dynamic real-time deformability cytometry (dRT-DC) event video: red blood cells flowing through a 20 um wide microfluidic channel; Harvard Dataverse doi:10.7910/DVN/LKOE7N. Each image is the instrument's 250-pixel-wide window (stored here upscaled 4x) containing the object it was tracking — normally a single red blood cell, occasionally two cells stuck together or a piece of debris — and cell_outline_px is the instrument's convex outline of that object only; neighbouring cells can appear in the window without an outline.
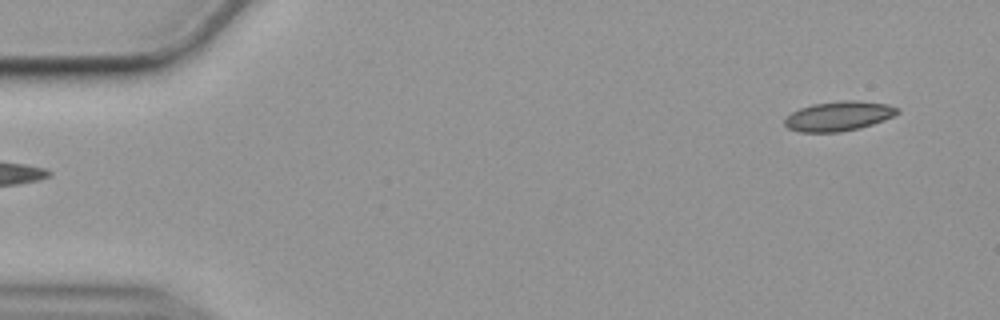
{"species": "common noctule bat (a hibernating species)", "species_latin": "Nyctalus noctula", "temperature_condition": "cold", "stored_images_in_passage": 53, "camera_frame_rate_fps": 3000, "um_per_image_px": 0.085, "animal": {"sex": "female", "body_mass_g": 19.9}, "frame": {"image": 1, "passage_image": 1, "time_ms": 0.0, "image_size_px": [1000, 320], "cell_outline_px": [[900, 112], [884, 120], [860, 128], [840, 132], [800, 132], [788, 128], [784, 124], [784, 120], [792, 112], [800, 108], [812, 104], [848, 100], [852, 100], [888, 104], [900, 108]], "centroid_in_image_um": [71.3, 9.87], "position_along_channel_um": 13.7, "area_um2": 19.36}}
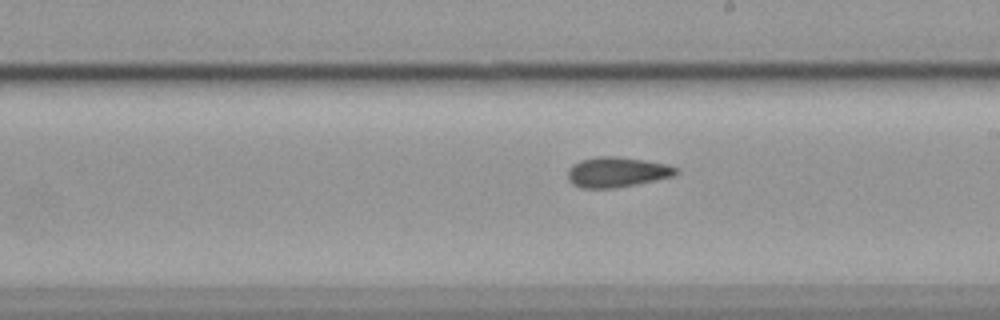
{"frame": {"image": 2, "passage_image": 29, "time_ms": 9.333, "image_size_px": [1000, 320], "cell_outline_px": [[680, 172], [672, 176], [656, 180], [616, 188], [580, 188], [572, 184], [568, 180], [568, 168], [572, 164], [580, 160], [596, 156], [616, 156], [644, 160], [668, 164], [680, 168]], "centroid_in_image_um": [52.44, 14.62], "position_along_channel_um": 236.6, "area_um2": 19.31}}
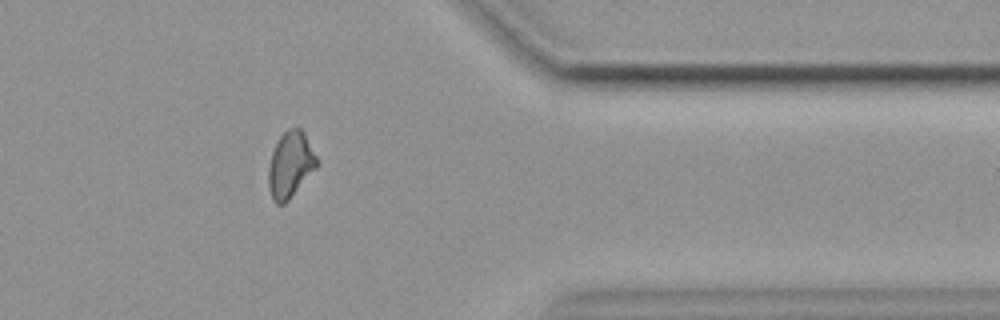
{"frame": {"image": 3, "passage_image": 43, "time_ms": 14.0, "image_size_px": [1000, 320], "cell_outline_px": [[316, 168], [288, 200], [284, 204], [276, 204], [272, 200], [268, 188], [268, 168], [272, 152], [280, 136], [288, 128], [300, 128], [304, 132], [316, 156]], "centroid_in_image_um": [24.65, 14.01], "position_along_channel_um": 386.8, "area_um2": 18.38}, "authors_computed_cell_mechanics": {"area_um2": 19.0162, "velocity_mm_per_s": 3.5633, "shape_relaxation_time_tau1_ms": null, "shape_relaxation_time_tau2_ms": 6.4684, "deformation_change_tau1": null, "deformation_change_tau2": 0.1132}}